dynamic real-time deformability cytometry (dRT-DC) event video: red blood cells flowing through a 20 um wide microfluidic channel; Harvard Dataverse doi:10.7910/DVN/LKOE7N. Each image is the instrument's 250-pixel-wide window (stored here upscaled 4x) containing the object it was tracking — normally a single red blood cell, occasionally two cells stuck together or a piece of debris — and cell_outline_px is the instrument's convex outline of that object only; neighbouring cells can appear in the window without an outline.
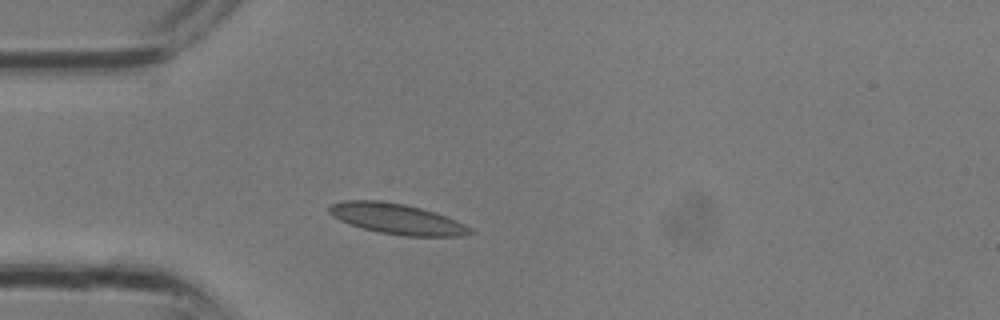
{"species": "common noctule bat (a hibernating species)", "species_latin": "Nyctalus noctula", "temperature_condition": "room temperature", "stored_images_in_passage": 26, "camera_frame_rate_fps": 3000, "um_per_image_px": 0.085, "animal": {"sex": "male", "body_mass_g": 13.3}, "frame": {"image": 1, "passage_image": 4, "time_ms": 1.0, "image_size_px": [1000, 320], "cell_outline_px": [[476, 232], [464, 236], [404, 236], [380, 232], [360, 228], [348, 224], [332, 216], [328, 212], [328, 208], [332, 204], [344, 200], [380, 200], [404, 204], [436, 212], [456, 220], [472, 228]], "centroid_in_image_um": [33.74, 18.61], "position_along_channel_um": 51.3, "area_um2": 25.26}}
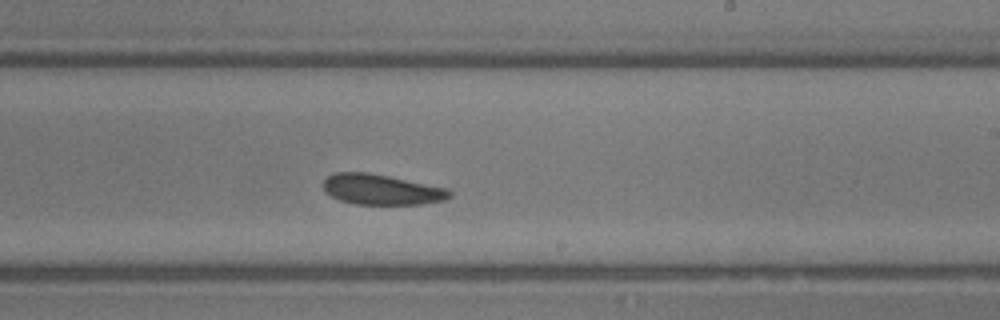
{"frame": {"image": 2, "passage_image": 14, "time_ms": 4.333, "image_size_px": [1000, 320], "cell_outline_px": [[452, 196], [444, 200], [420, 204], [352, 204], [340, 200], [332, 196], [324, 188], [324, 180], [328, 176], [336, 172], [368, 172], [448, 188], [452, 192]], "centroid_in_image_um": [32.45, 16.11], "position_along_channel_um": 256.6, "area_um2": 22.25}}
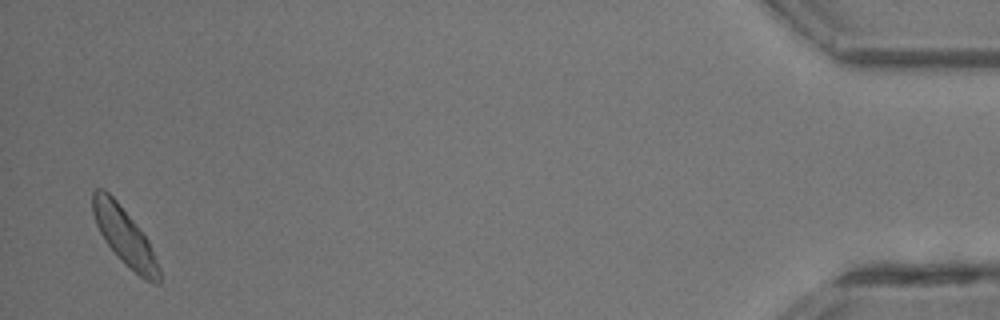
{"frame": {"image": 3, "passage_image": 26, "time_ms": 8.333, "image_size_px": [1000, 320], "cell_outline_px": [[160, 284], [156, 284], [144, 280], [104, 240], [96, 224], [92, 212], [92, 192], [96, 188], [104, 188], [116, 200], [148, 240], [160, 268]], "centroid_in_image_um": [10.58, 20.05], "position_along_channel_um": 424.6, "area_um2": 21.44}}